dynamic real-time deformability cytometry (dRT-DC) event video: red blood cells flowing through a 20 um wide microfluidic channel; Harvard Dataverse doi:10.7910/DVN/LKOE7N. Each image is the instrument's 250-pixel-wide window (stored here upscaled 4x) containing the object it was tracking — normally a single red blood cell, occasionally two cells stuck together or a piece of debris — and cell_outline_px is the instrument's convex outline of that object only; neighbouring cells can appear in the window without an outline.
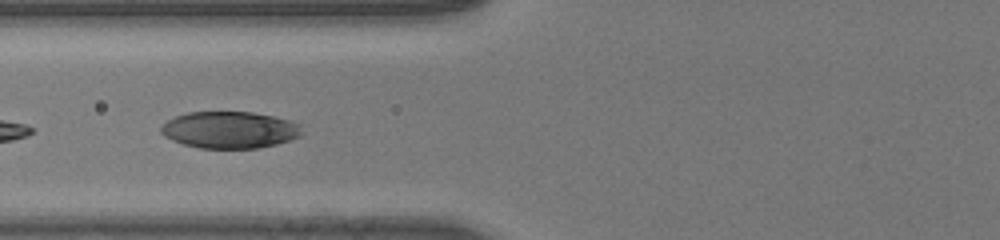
{"species": "human", "species_latin": "Homo sapiens", "temperature_condition": "room temperature", "stored_images_in_passage": 27, "segment_of_instrument_passage": [2, 2], "camera_frame_rate_fps": 3000, "um_per_image_px": 0.085, "donor": {"sex": "male"}, "frame": {"image": 1, "passage_image": 24, "time_ms": 7.667, "image_size_px": [1000, 240], "cell_outline_px": [[300, 136], [276, 144], [256, 148], [200, 148], [184, 144], [172, 140], [164, 136], [160, 132], [160, 128], [168, 120], [176, 116], [188, 112], [252, 112], [272, 116], [288, 120], [300, 124]], "centroid_in_image_um": [19.49, 11.04], "position_along_channel_um": 106.3, "area_um2": 29.94}}